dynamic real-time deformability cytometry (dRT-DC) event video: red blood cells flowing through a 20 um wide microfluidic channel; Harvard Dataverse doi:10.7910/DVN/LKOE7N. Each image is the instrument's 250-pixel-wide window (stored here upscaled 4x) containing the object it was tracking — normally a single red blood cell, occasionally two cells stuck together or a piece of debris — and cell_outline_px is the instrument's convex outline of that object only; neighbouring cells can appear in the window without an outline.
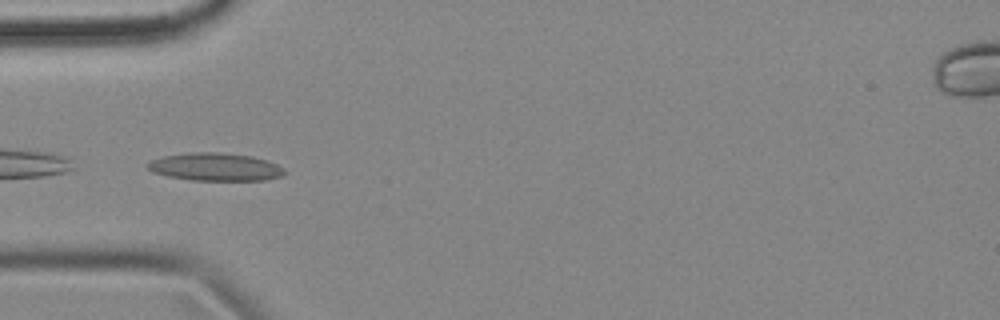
{"species": "common noctule bat (a hibernating species)", "species_latin": "Nyctalus noctula", "temperature_condition": "cold", "stored_images_in_passage": 44, "camera_frame_rate_fps": 3000, "um_per_image_px": 0.085, "animal": {"sex": "female", "body_mass_g": 18.4}, "frame": {"image": 1, "passage_image": 7, "time_ms": 2.0, "image_size_px": [1000, 320], "cell_outline_px": [[288, 172], [280, 176], [264, 180], [192, 180], [168, 176], [152, 172], [144, 164], [148, 160], [164, 156], [188, 152], [216, 152], [252, 156], [276, 164], [284, 168]], "centroid_in_image_um": [18.25, 14.18], "position_along_channel_um": 66.8, "area_um2": 22.25}}